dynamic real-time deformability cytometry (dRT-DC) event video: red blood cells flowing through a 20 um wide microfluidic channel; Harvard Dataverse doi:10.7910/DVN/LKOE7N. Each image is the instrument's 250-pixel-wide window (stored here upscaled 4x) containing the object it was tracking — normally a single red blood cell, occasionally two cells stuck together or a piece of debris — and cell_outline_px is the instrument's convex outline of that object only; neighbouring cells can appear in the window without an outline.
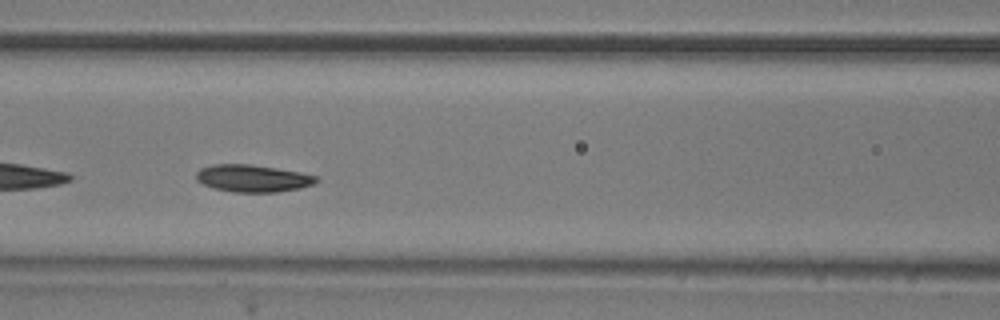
{"species": "common noctule bat (a hibernating species)", "species_latin": "Nyctalus noctula", "temperature_condition": "room temperature", "stored_images_in_passage": 51, "segment_of_instrument_passage": [1, 2], "camera_frame_rate_fps": 3000, "um_per_image_px": 0.085, "animal": {"sex": "male", "body_mass_g": 20.5, "forearm_length_mm": 52.5}, "frame": {"image": 1, "passage_image": 19, "time_ms": 6.0, "image_size_px": [1000, 320], "cell_outline_px": [[320, 180], [312, 184], [300, 188], [276, 192], [232, 192], [212, 188], [196, 180], [196, 172], [200, 168], [212, 164], [248, 164], [276, 168], [300, 172], [316, 176]], "centroid_in_image_um": [21.45, 15.16], "position_along_channel_um": 145.1, "area_um2": 19.07}}
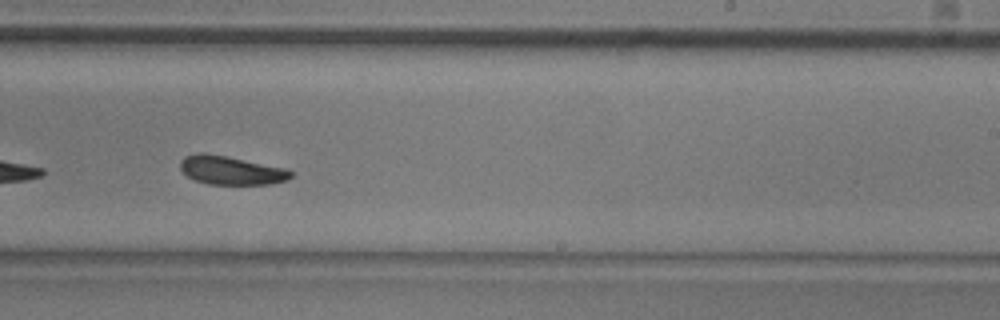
{"frame": {"image": 2, "passage_image": 29, "time_ms": 9.333, "image_size_px": [1000, 320], "cell_outline_px": [[292, 176], [288, 180], [272, 184], [208, 184], [196, 180], [188, 176], [180, 168], [180, 160], [184, 156], [196, 152], [204, 152], [288, 168], [292, 172]], "centroid_in_image_um": [19.65, 14.47], "position_along_channel_um": 269.3, "area_um2": 18.55}}
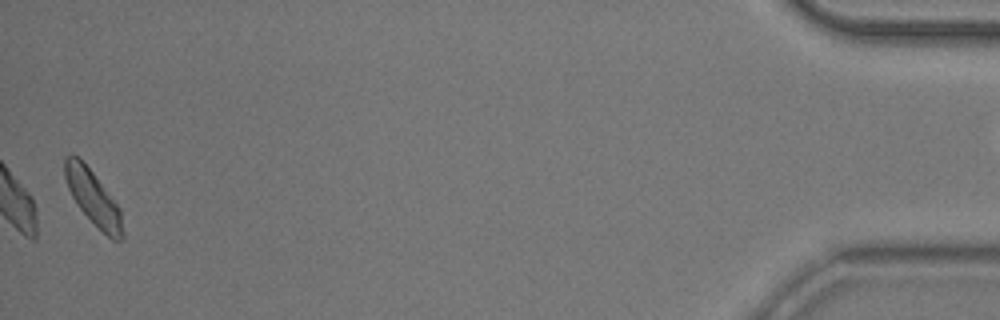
{"frame": {"image": 3, "passage_image": 49, "time_ms": 16.0, "image_size_px": [1000, 320], "cell_outline_px": [[124, 236], [120, 240], [112, 240], [80, 208], [72, 196], [68, 188], [64, 176], [64, 156], [72, 152], [92, 172], [120, 208], [124, 232]], "centroid_in_image_um": [7.91, 16.78], "position_along_channel_um": 427.3, "area_um2": 17.92}}